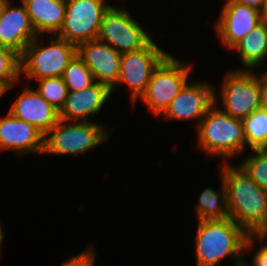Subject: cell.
I'll return each instance as SVG.
<instances>
[{
	"label": "cell",
	"mask_w": 267,
	"mask_h": 266,
	"mask_svg": "<svg viewBox=\"0 0 267 266\" xmlns=\"http://www.w3.org/2000/svg\"><path fill=\"white\" fill-rule=\"evenodd\" d=\"M255 255L253 256V266H267V244L261 245L257 251L254 252ZM243 264L245 266H251L247 264L244 260Z\"/></svg>",
	"instance_id": "cell-27"
},
{
	"label": "cell",
	"mask_w": 267,
	"mask_h": 266,
	"mask_svg": "<svg viewBox=\"0 0 267 266\" xmlns=\"http://www.w3.org/2000/svg\"><path fill=\"white\" fill-rule=\"evenodd\" d=\"M8 91V87L0 81V97Z\"/></svg>",
	"instance_id": "cell-31"
},
{
	"label": "cell",
	"mask_w": 267,
	"mask_h": 266,
	"mask_svg": "<svg viewBox=\"0 0 267 266\" xmlns=\"http://www.w3.org/2000/svg\"><path fill=\"white\" fill-rule=\"evenodd\" d=\"M255 237H257V239L262 243L263 240H266L265 243L267 244V221L266 224L256 233Z\"/></svg>",
	"instance_id": "cell-30"
},
{
	"label": "cell",
	"mask_w": 267,
	"mask_h": 266,
	"mask_svg": "<svg viewBox=\"0 0 267 266\" xmlns=\"http://www.w3.org/2000/svg\"><path fill=\"white\" fill-rule=\"evenodd\" d=\"M221 177L226 188L229 218L249 236L267 221V192L260 188L238 165L224 162Z\"/></svg>",
	"instance_id": "cell-1"
},
{
	"label": "cell",
	"mask_w": 267,
	"mask_h": 266,
	"mask_svg": "<svg viewBox=\"0 0 267 266\" xmlns=\"http://www.w3.org/2000/svg\"><path fill=\"white\" fill-rule=\"evenodd\" d=\"M238 51L244 70H253L267 60V18L232 48Z\"/></svg>",
	"instance_id": "cell-19"
},
{
	"label": "cell",
	"mask_w": 267,
	"mask_h": 266,
	"mask_svg": "<svg viewBox=\"0 0 267 266\" xmlns=\"http://www.w3.org/2000/svg\"><path fill=\"white\" fill-rule=\"evenodd\" d=\"M168 54L153 40L140 50L122 53L116 85L127 84L131 101L138 102L147 89L152 72Z\"/></svg>",
	"instance_id": "cell-10"
},
{
	"label": "cell",
	"mask_w": 267,
	"mask_h": 266,
	"mask_svg": "<svg viewBox=\"0 0 267 266\" xmlns=\"http://www.w3.org/2000/svg\"><path fill=\"white\" fill-rule=\"evenodd\" d=\"M11 3L7 0L1 12L0 47L14 50L21 56L26 46L40 36L33 28L24 4L15 8Z\"/></svg>",
	"instance_id": "cell-15"
},
{
	"label": "cell",
	"mask_w": 267,
	"mask_h": 266,
	"mask_svg": "<svg viewBox=\"0 0 267 266\" xmlns=\"http://www.w3.org/2000/svg\"><path fill=\"white\" fill-rule=\"evenodd\" d=\"M21 76L20 55L9 48L0 47V81L8 91L15 86Z\"/></svg>",
	"instance_id": "cell-25"
},
{
	"label": "cell",
	"mask_w": 267,
	"mask_h": 266,
	"mask_svg": "<svg viewBox=\"0 0 267 266\" xmlns=\"http://www.w3.org/2000/svg\"><path fill=\"white\" fill-rule=\"evenodd\" d=\"M196 266H217L224 258L235 257L233 266L242 265L243 253L255 246L249 236L232 219L197 221Z\"/></svg>",
	"instance_id": "cell-2"
},
{
	"label": "cell",
	"mask_w": 267,
	"mask_h": 266,
	"mask_svg": "<svg viewBox=\"0 0 267 266\" xmlns=\"http://www.w3.org/2000/svg\"><path fill=\"white\" fill-rule=\"evenodd\" d=\"M111 90L104 84L94 82L80 91H68L59 119L65 121L92 122L110 99Z\"/></svg>",
	"instance_id": "cell-14"
},
{
	"label": "cell",
	"mask_w": 267,
	"mask_h": 266,
	"mask_svg": "<svg viewBox=\"0 0 267 266\" xmlns=\"http://www.w3.org/2000/svg\"><path fill=\"white\" fill-rule=\"evenodd\" d=\"M221 86L222 109L229 116L243 120L259 108L258 76L242 68L225 74Z\"/></svg>",
	"instance_id": "cell-9"
},
{
	"label": "cell",
	"mask_w": 267,
	"mask_h": 266,
	"mask_svg": "<svg viewBox=\"0 0 267 266\" xmlns=\"http://www.w3.org/2000/svg\"><path fill=\"white\" fill-rule=\"evenodd\" d=\"M110 6L106 0H66L64 23L57 36L76 47L97 39L103 15Z\"/></svg>",
	"instance_id": "cell-7"
},
{
	"label": "cell",
	"mask_w": 267,
	"mask_h": 266,
	"mask_svg": "<svg viewBox=\"0 0 267 266\" xmlns=\"http://www.w3.org/2000/svg\"><path fill=\"white\" fill-rule=\"evenodd\" d=\"M4 236H5V234L2 231V227H1V224H0V253H1V243L3 241Z\"/></svg>",
	"instance_id": "cell-32"
},
{
	"label": "cell",
	"mask_w": 267,
	"mask_h": 266,
	"mask_svg": "<svg viewBox=\"0 0 267 266\" xmlns=\"http://www.w3.org/2000/svg\"><path fill=\"white\" fill-rule=\"evenodd\" d=\"M259 107L267 110V82L258 76Z\"/></svg>",
	"instance_id": "cell-28"
},
{
	"label": "cell",
	"mask_w": 267,
	"mask_h": 266,
	"mask_svg": "<svg viewBox=\"0 0 267 266\" xmlns=\"http://www.w3.org/2000/svg\"><path fill=\"white\" fill-rule=\"evenodd\" d=\"M215 92V103L206 111L197 128L198 147L209 156L228 159L240 155L246 147L243 121L226 114L219 108ZM227 160V161H226Z\"/></svg>",
	"instance_id": "cell-3"
},
{
	"label": "cell",
	"mask_w": 267,
	"mask_h": 266,
	"mask_svg": "<svg viewBox=\"0 0 267 266\" xmlns=\"http://www.w3.org/2000/svg\"><path fill=\"white\" fill-rule=\"evenodd\" d=\"M13 102L8 111L13 117L23 120L45 135L59 120L58 111L30 87Z\"/></svg>",
	"instance_id": "cell-17"
},
{
	"label": "cell",
	"mask_w": 267,
	"mask_h": 266,
	"mask_svg": "<svg viewBox=\"0 0 267 266\" xmlns=\"http://www.w3.org/2000/svg\"><path fill=\"white\" fill-rule=\"evenodd\" d=\"M90 247L77 256L70 257V259L64 261L60 266H94L96 254L94 248Z\"/></svg>",
	"instance_id": "cell-26"
},
{
	"label": "cell",
	"mask_w": 267,
	"mask_h": 266,
	"mask_svg": "<svg viewBox=\"0 0 267 266\" xmlns=\"http://www.w3.org/2000/svg\"><path fill=\"white\" fill-rule=\"evenodd\" d=\"M191 66L187 61H180L169 53L155 68L145 93L140 97L153 115H161L192 79Z\"/></svg>",
	"instance_id": "cell-6"
},
{
	"label": "cell",
	"mask_w": 267,
	"mask_h": 266,
	"mask_svg": "<svg viewBox=\"0 0 267 266\" xmlns=\"http://www.w3.org/2000/svg\"><path fill=\"white\" fill-rule=\"evenodd\" d=\"M196 205L197 221L224 220L229 218L227 208L226 188L221 177V188L214 191L212 188H205L199 196Z\"/></svg>",
	"instance_id": "cell-20"
},
{
	"label": "cell",
	"mask_w": 267,
	"mask_h": 266,
	"mask_svg": "<svg viewBox=\"0 0 267 266\" xmlns=\"http://www.w3.org/2000/svg\"><path fill=\"white\" fill-rule=\"evenodd\" d=\"M221 11L215 33L228 49H232L265 19L258 9L237 2H225Z\"/></svg>",
	"instance_id": "cell-12"
},
{
	"label": "cell",
	"mask_w": 267,
	"mask_h": 266,
	"mask_svg": "<svg viewBox=\"0 0 267 266\" xmlns=\"http://www.w3.org/2000/svg\"><path fill=\"white\" fill-rule=\"evenodd\" d=\"M239 166L264 191L267 192V149L252 150Z\"/></svg>",
	"instance_id": "cell-23"
},
{
	"label": "cell",
	"mask_w": 267,
	"mask_h": 266,
	"mask_svg": "<svg viewBox=\"0 0 267 266\" xmlns=\"http://www.w3.org/2000/svg\"><path fill=\"white\" fill-rule=\"evenodd\" d=\"M49 45H40L33 39L20 56L21 74L28 80L62 77L69 62L77 54V47L59 36Z\"/></svg>",
	"instance_id": "cell-5"
},
{
	"label": "cell",
	"mask_w": 267,
	"mask_h": 266,
	"mask_svg": "<svg viewBox=\"0 0 267 266\" xmlns=\"http://www.w3.org/2000/svg\"><path fill=\"white\" fill-rule=\"evenodd\" d=\"M0 149L17 155L43 153L44 135L31 124L13 117L9 112L0 117Z\"/></svg>",
	"instance_id": "cell-16"
},
{
	"label": "cell",
	"mask_w": 267,
	"mask_h": 266,
	"mask_svg": "<svg viewBox=\"0 0 267 266\" xmlns=\"http://www.w3.org/2000/svg\"><path fill=\"white\" fill-rule=\"evenodd\" d=\"M262 79L267 82V71L265 70L263 73H261Z\"/></svg>",
	"instance_id": "cell-34"
},
{
	"label": "cell",
	"mask_w": 267,
	"mask_h": 266,
	"mask_svg": "<svg viewBox=\"0 0 267 266\" xmlns=\"http://www.w3.org/2000/svg\"><path fill=\"white\" fill-rule=\"evenodd\" d=\"M6 1L7 0H0V18H1V12L3 10V7H4L5 3H6Z\"/></svg>",
	"instance_id": "cell-33"
},
{
	"label": "cell",
	"mask_w": 267,
	"mask_h": 266,
	"mask_svg": "<svg viewBox=\"0 0 267 266\" xmlns=\"http://www.w3.org/2000/svg\"><path fill=\"white\" fill-rule=\"evenodd\" d=\"M36 91L58 112L64 105L68 89L62 77H49L38 80Z\"/></svg>",
	"instance_id": "cell-24"
},
{
	"label": "cell",
	"mask_w": 267,
	"mask_h": 266,
	"mask_svg": "<svg viewBox=\"0 0 267 266\" xmlns=\"http://www.w3.org/2000/svg\"><path fill=\"white\" fill-rule=\"evenodd\" d=\"M265 1L266 0H225V2H237L249 7L256 8L262 13L264 12Z\"/></svg>",
	"instance_id": "cell-29"
},
{
	"label": "cell",
	"mask_w": 267,
	"mask_h": 266,
	"mask_svg": "<svg viewBox=\"0 0 267 266\" xmlns=\"http://www.w3.org/2000/svg\"><path fill=\"white\" fill-rule=\"evenodd\" d=\"M264 18H267V0L265 1V7L263 12Z\"/></svg>",
	"instance_id": "cell-35"
},
{
	"label": "cell",
	"mask_w": 267,
	"mask_h": 266,
	"mask_svg": "<svg viewBox=\"0 0 267 266\" xmlns=\"http://www.w3.org/2000/svg\"><path fill=\"white\" fill-rule=\"evenodd\" d=\"M96 122L65 121L57 123L44 135V154L80 155L108 140L110 131Z\"/></svg>",
	"instance_id": "cell-4"
},
{
	"label": "cell",
	"mask_w": 267,
	"mask_h": 266,
	"mask_svg": "<svg viewBox=\"0 0 267 266\" xmlns=\"http://www.w3.org/2000/svg\"><path fill=\"white\" fill-rule=\"evenodd\" d=\"M97 39L120 54L140 50L152 40L126 8L112 5L103 15Z\"/></svg>",
	"instance_id": "cell-8"
},
{
	"label": "cell",
	"mask_w": 267,
	"mask_h": 266,
	"mask_svg": "<svg viewBox=\"0 0 267 266\" xmlns=\"http://www.w3.org/2000/svg\"><path fill=\"white\" fill-rule=\"evenodd\" d=\"M62 78L68 91H80L95 82L90 69L77 54L64 70Z\"/></svg>",
	"instance_id": "cell-22"
},
{
	"label": "cell",
	"mask_w": 267,
	"mask_h": 266,
	"mask_svg": "<svg viewBox=\"0 0 267 266\" xmlns=\"http://www.w3.org/2000/svg\"><path fill=\"white\" fill-rule=\"evenodd\" d=\"M213 87L207 82L189 80L161 114L163 119H195L198 126L206 111L215 103L216 89Z\"/></svg>",
	"instance_id": "cell-11"
},
{
	"label": "cell",
	"mask_w": 267,
	"mask_h": 266,
	"mask_svg": "<svg viewBox=\"0 0 267 266\" xmlns=\"http://www.w3.org/2000/svg\"><path fill=\"white\" fill-rule=\"evenodd\" d=\"M37 35L58 34L64 23L66 0H20Z\"/></svg>",
	"instance_id": "cell-18"
},
{
	"label": "cell",
	"mask_w": 267,
	"mask_h": 266,
	"mask_svg": "<svg viewBox=\"0 0 267 266\" xmlns=\"http://www.w3.org/2000/svg\"><path fill=\"white\" fill-rule=\"evenodd\" d=\"M242 121L246 145L251 150L267 149V110L259 107Z\"/></svg>",
	"instance_id": "cell-21"
},
{
	"label": "cell",
	"mask_w": 267,
	"mask_h": 266,
	"mask_svg": "<svg viewBox=\"0 0 267 266\" xmlns=\"http://www.w3.org/2000/svg\"><path fill=\"white\" fill-rule=\"evenodd\" d=\"M77 55L90 69L94 81L106 85L113 93L120 74L121 54L105 42L93 39L80 44Z\"/></svg>",
	"instance_id": "cell-13"
}]
</instances>
